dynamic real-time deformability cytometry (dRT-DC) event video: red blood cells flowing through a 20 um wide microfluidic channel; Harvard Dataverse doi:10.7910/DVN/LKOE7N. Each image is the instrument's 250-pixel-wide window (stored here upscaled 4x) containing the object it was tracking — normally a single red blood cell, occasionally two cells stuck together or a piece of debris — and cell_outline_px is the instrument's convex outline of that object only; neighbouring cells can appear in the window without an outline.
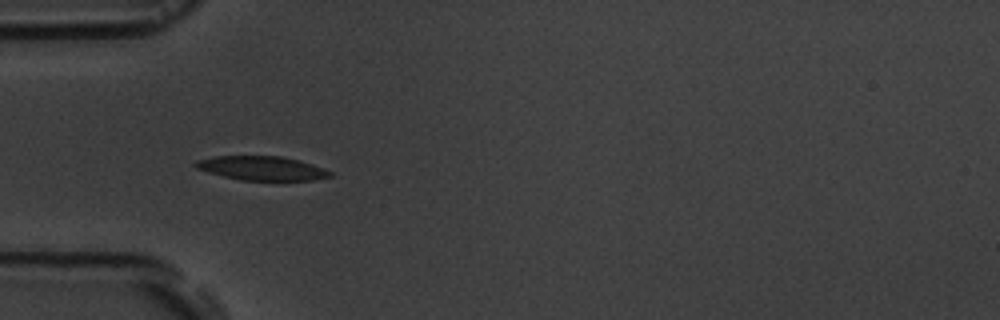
{"species": "common noctule bat (a hibernating species)", "species_latin": "Nyctalus noctula", "temperature_condition": "room temperature", "stored_images_in_passage": 6, "camera_frame_rate_fps": 3000, "um_per_image_px": 0.085, "animal": {"sex": "male", "body_mass_g": 19.5, "forearm_length_mm": 54.6}, "frame": {"image": 1, "passage_image": 5, "time_ms": 4.667, "image_size_px": [1000, 320], "cell_outline_px": [[332, 176], [312, 180], [240, 180], [208, 172], [196, 168], [192, 164], [196, 160], [212, 156], [280, 156], [300, 160], [312, 164], [332, 172]], "centroid_in_image_um": [22.22, 14.29], "position_along_channel_um": 62.8, "area_um2": 18.84}}
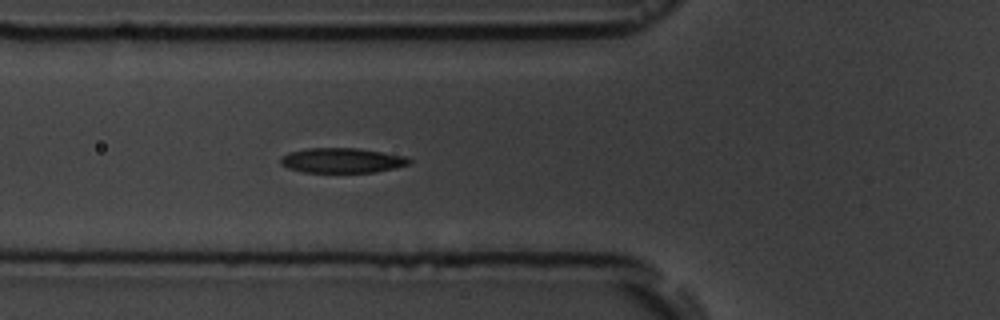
{"frame": {"image": 2, "passage_image": 6, "time_ms": 5.667, "image_size_px": [1000, 320], "cell_outline_px": [[412, 160], [408, 164], [376, 172], [304, 172], [288, 168], [280, 164], [280, 156], [288, 152], [308, 148], [360, 148], [408, 156]], "centroid_in_image_um": [29.06, 13.62], "position_along_channel_um": 96.7, "area_um2": 18.79}}